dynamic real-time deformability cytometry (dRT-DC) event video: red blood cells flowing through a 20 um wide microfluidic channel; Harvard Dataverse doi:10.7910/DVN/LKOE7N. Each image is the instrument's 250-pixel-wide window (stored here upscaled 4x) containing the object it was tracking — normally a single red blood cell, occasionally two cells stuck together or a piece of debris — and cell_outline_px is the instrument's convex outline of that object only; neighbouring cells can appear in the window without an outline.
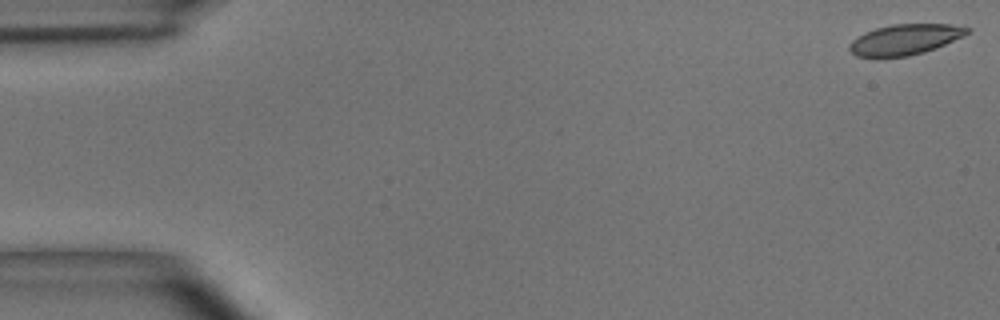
{"species": "common noctule bat (a hibernating species)", "species_latin": "Nyctalus noctula", "temperature_condition": "room temperature", "stored_images_in_passage": 49, "camera_frame_rate_fps": 3000, "um_per_image_px": 0.085, "animal": {"sex": "male", "body_mass_g": 15.6}, "frame": {"image": 1, "passage_image": 1, "time_ms": 0.0, "image_size_px": [1000, 320], "cell_outline_px": [[972, 28], [964, 36], [936, 48], [924, 52], [908, 56], [880, 60], [876, 60], [856, 56], [848, 48], [848, 44], [852, 40], [864, 32], [876, 28], [892, 24], [948, 24]], "centroid_in_image_um": [76.85, 3.4], "position_along_channel_um": 8.2, "area_um2": 21.62}}
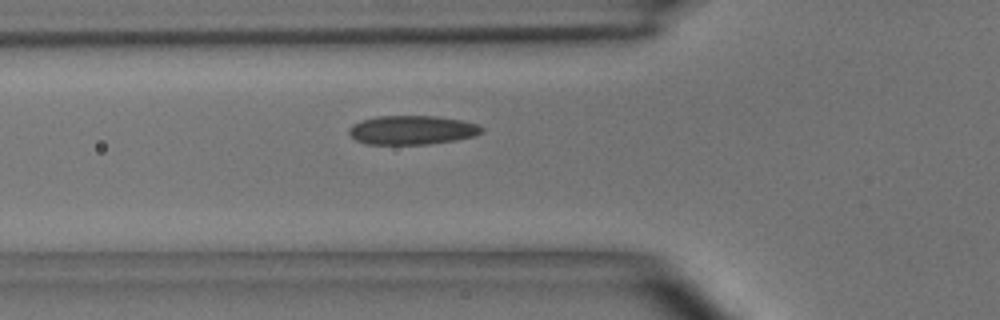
{"frame": {"image": 2, "passage_image": 17, "time_ms": 5.333, "image_size_px": [1000, 320], "cell_outline_px": [[484, 132], [476, 136], [456, 140], [428, 144], [368, 144], [356, 140], [348, 132], [348, 128], [352, 124], [360, 120], [376, 116], [436, 116], [460, 120], [476, 124], [484, 128]], "centroid_in_image_um": [35.03, 11.05], "position_along_channel_um": 90.8, "area_um2": 22.54}}
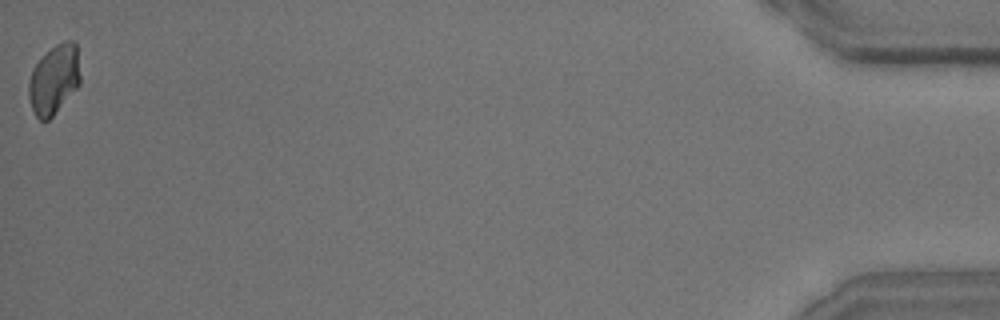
{"frame": {"image": 3, "passage_image": 49, "time_ms": 16.0, "image_size_px": [1000, 320], "cell_outline_px": [[80, 84], [52, 116], [48, 120], [40, 120], [36, 116], [32, 108], [28, 96], [28, 84], [32, 68], [56, 44], [64, 40], [72, 40], [76, 44], [80, 76]], "centroid_in_image_um": [4.59, 6.75], "position_along_channel_um": 430.6, "area_um2": 20.58}, "authors_computed_cell_mechanics": {"area_um2": 21.9062, "velocity_mm_per_s": 4.0626, "shape_relaxation_time_tau1_ms": 9.8316, "shape_relaxation_time_tau2_ms": 2.3552, "deformation_change_tau1": 0.1819, "deformation_change_tau2": 0.0775}}